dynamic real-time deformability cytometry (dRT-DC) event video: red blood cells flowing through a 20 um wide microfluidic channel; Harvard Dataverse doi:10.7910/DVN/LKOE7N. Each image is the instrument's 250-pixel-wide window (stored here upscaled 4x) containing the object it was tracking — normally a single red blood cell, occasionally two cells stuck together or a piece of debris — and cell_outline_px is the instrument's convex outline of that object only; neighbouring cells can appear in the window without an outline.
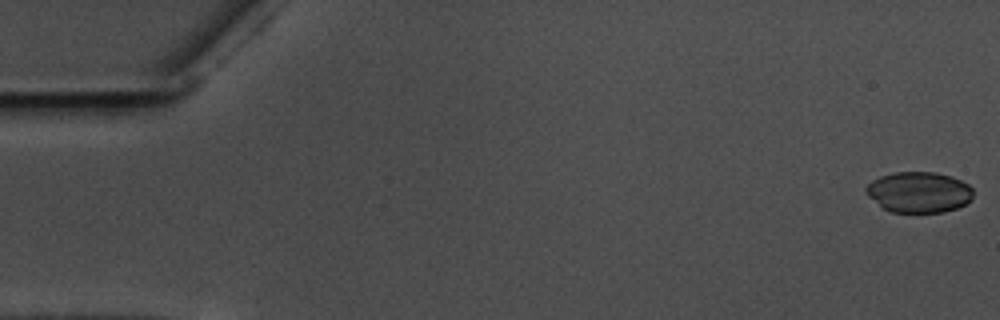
{"species": "common noctule bat (a hibernating species)", "species_latin": "Nyctalus noctula", "temperature_condition": "warm", "stored_images_in_passage": 18, "camera_frame_rate_fps": 3000, "um_per_image_px": 0.085, "animal": {"sex": "male", "body_mass_g": 17.5, "forearm_length_mm": 52.3}, "frame": {"image": 1, "passage_image": 1, "time_ms": 0.0, "image_size_px": [1000, 320], "cell_outline_px": [[972, 196], [964, 204], [956, 208], [944, 212], [892, 212], [884, 208], [868, 196], [864, 188], [872, 180], [880, 176], [896, 172], [936, 172], [952, 176], [968, 184], [972, 188]], "centroid_in_image_um": [78.09, 16.32], "position_along_channel_um": 6.9, "area_um2": 25.32}}